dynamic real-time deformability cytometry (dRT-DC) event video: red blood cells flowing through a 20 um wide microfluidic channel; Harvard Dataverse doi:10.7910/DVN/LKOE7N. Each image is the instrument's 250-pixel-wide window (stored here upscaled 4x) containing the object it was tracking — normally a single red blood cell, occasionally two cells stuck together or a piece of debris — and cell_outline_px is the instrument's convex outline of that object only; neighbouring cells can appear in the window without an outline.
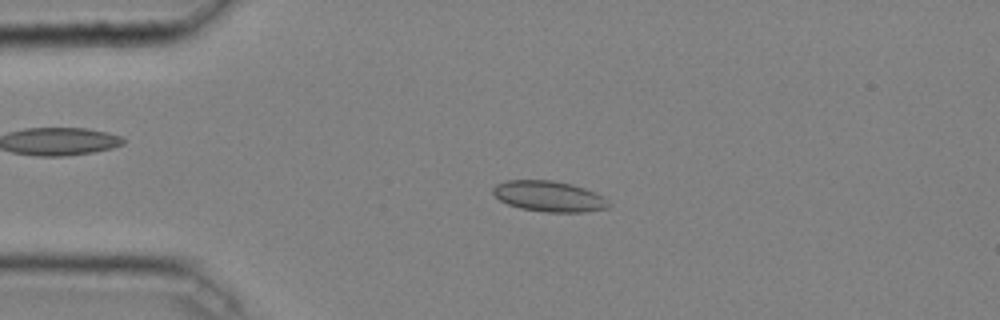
{"species": "common noctule bat (a hibernating species)", "species_latin": "Nyctalus noctula", "temperature_condition": "cold", "stored_images_in_passage": 46, "camera_frame_rate_fps": 3000, "um_per_image_px": 0.085, "animal": {"sex": "male", "body_mass_g": 20.4}, "frame": {"image": 1, "passage_image": 10, "time_ms": 3.0, "image_size_px": [1000, 320], "cell_outline_px": [[612, 204], [608, 208], [584, 212], [544, 212], [520, 208], [508, 204], [500, 200], [492, 192], [492, 188], [496, 184], [508, 180], [552, 180], [572, 184], [584, 188], [604, 196]], "centroid_in_image_um": [46.69, 16.69], "position_along_channel_um": 38.3, "area_um2": 20.81}}
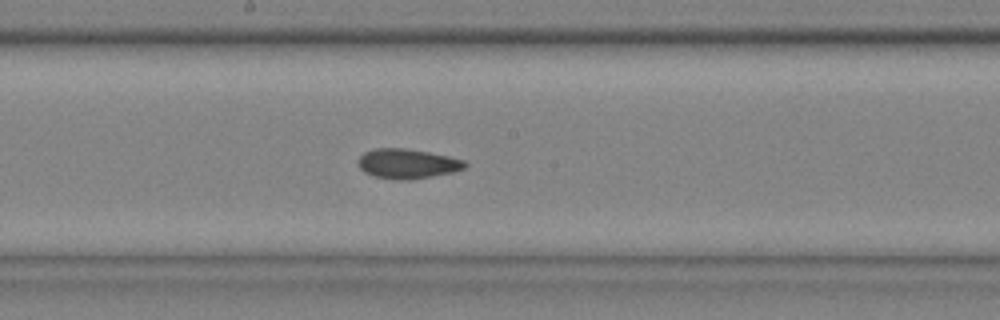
{"frame": {"image": 2, "passage_image": 25, "time_ms": 8.0, "image_size_px": [1000, 320], "cell_outline_px": [[468, 164], [464, 168], [452, 172], [432, 176], [408, 180], [396, 180], [372, 176], [364, 172], [360, 168], [356, 160], [364, 152], [376, 148], [404, 148], [428, 152], [448, 156], [464, 160]], "centroid_in_image_um": [34.59, 13.92], "position_along_channel_um": 213.6, "area_um2": 18.55}}
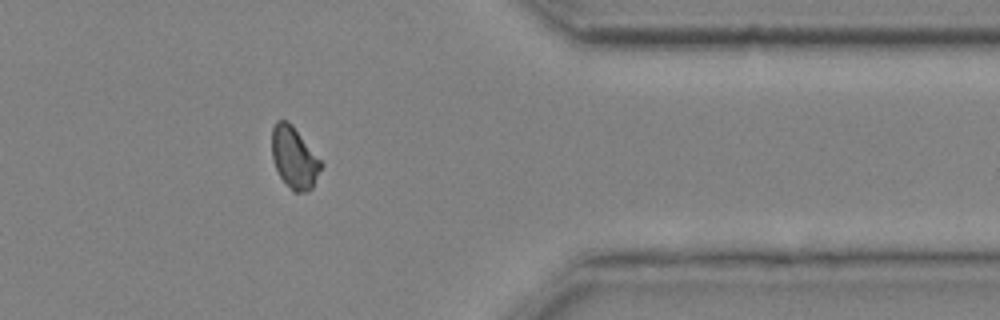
{"frame": {"image": 3, "passage_image": 39, "time_ms": 12.667, "image_size_px": [1000, 320], "cell_outline_px": [[324, 164], [312, 188], [308, 192], [292, 192], [280, 176], [276, 168], [272, 156], [272, 128], [276, 120], [288, 120], [292, 124]], "centroid_in_image_um": [25.02, 13.41], "position_along_channel_um": 386.4, "area_um2": 17.74}, "authors_computed_cell_mechanics": {"area_um2": 18.6405, "velocity_mm_per_s": 4.0618, "shape_relaxation_time_tau1_ms": 5.4908, "shape_relaxation_time_tau2_ms": 2.577, "deformation_change_tau1": 0.0773, "deformation_change_tau2": 0.0488}}